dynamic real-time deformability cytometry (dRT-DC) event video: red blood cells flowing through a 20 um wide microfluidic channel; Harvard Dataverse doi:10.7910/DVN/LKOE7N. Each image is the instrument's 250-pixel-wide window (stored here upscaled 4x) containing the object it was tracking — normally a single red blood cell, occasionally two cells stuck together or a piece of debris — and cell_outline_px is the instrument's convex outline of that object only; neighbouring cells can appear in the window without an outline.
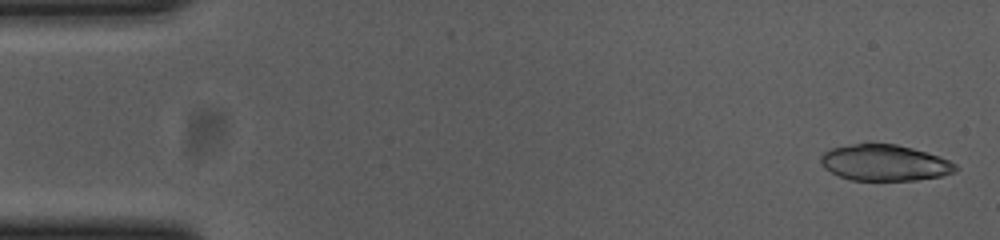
{"species": "common noctule bat (a hibernating species)", "species_latin": "Nyctalus noctula", "temperature_condition": "cold", "stored_images_in_passage": 49, "camera_frame_rate_fps": 3000, "um_per_image_px": 0.085, "animal": {"sex": "female", "body_mass_g": 23.0, "forearm_length_mm": 53.4}, "frame": {"image": 1, "passage_image": 2, "time_ms": 0.333, "image_size_px": [1000, 240], "cell_outline_px": [[960, 168], [956, 172], [940, 176], [916, 180], [852, 180], [840, 176], [824, 168], [820, 164], [820, 156], [824, 152], [832, 148], [868, 140], [896, 144], [912, 148], [948, 160], [956, 164]], "centroid_in_image_um": [75.16, 13.8], "position_along_channel_um": 9.8, "area_um2": 28.84}}